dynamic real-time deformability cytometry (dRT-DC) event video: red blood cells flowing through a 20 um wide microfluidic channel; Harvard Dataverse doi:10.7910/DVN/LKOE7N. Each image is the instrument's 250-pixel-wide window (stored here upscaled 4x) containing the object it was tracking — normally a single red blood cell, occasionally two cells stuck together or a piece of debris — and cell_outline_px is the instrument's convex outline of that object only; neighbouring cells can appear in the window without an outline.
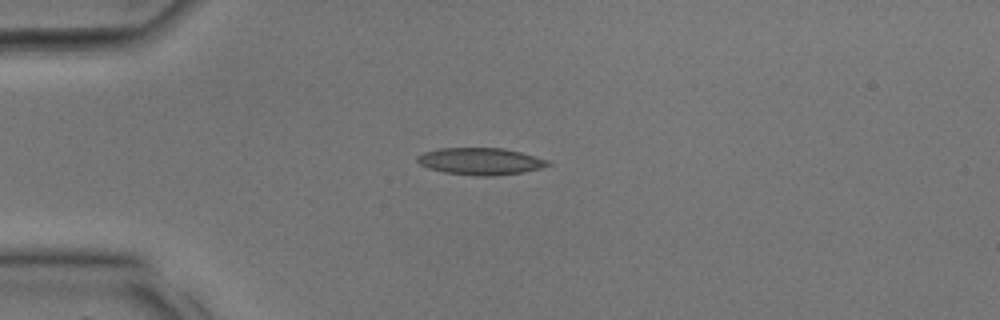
{"species": "common noctule bat (a hibernating species)", "species_latin": "Nyctalus noctula", "temperature_condition": "room temperature", "stored_images_in_passage": 24, "camera_frame_rate_fps": 3000, "um_per_image_px": 0.085, "animal": {"sex": "male", "body_mass_g": 17.9, "forearm_length_mm": 54.2}, "frame": {"image": 1, "passage_image": 1, "time_ms": 0.0, "image_size_px": [1000, 320], "cell_outline_px": [[552, 164], [540, 168], [524, 172], [492, 176], [476, 176], [444, 172], [428, 168], [420, 164], [416, 160], [416, 156], [424, 152], [440, 148], [504, 148], [520, 152], [548, 160]], "centroid_in_image_um": [40.82, 13.71], "position_along_channel_um": 44.2, "area_um2": 20.52}}
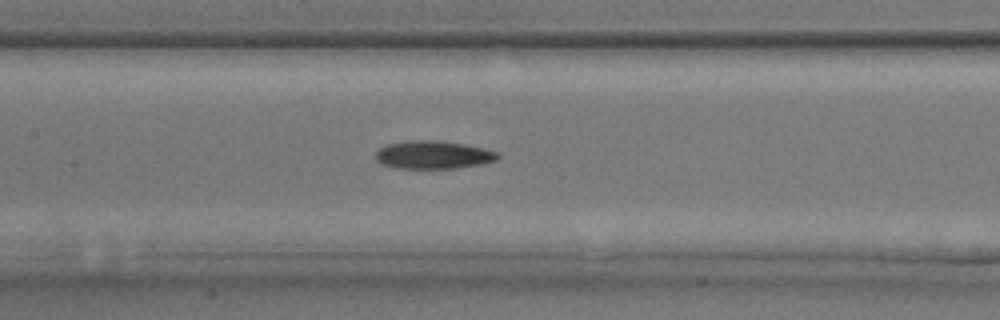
{"frame": {"image": 2, "passage_image": 8, "time_ms": 2.333, "image_size_px": [1000, 320], "cell_outline_px": [[500, 156], [496, 160], [480, 164], [456, 168], [396, 168], [380, 164], [376, 160], [376, 152], [384, 144], [408, 140], [436, 140], [464, 144], [484, 148], [500, 152]], "centroid_in_image_um": [36.8, 13.15], "position_along_channel_um": 170.6, "area_um2": 20.11}}
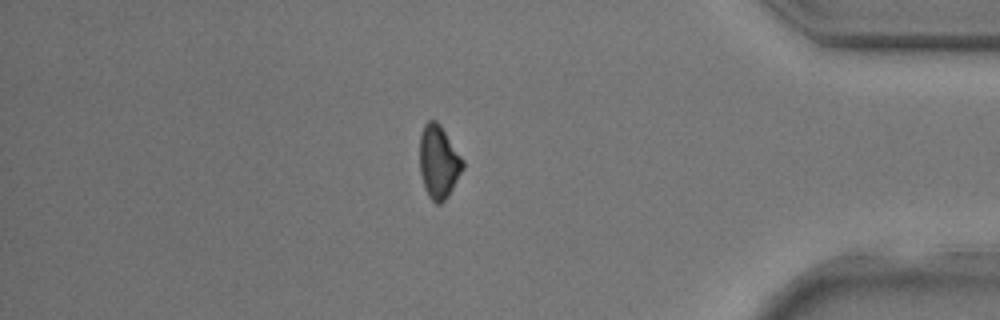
{"frame": {"image": 3, "passage_image": 20, "time_ms": 6.333, "image_size_px": [1000, 320], "cell_outline_px": [[464, 168], [448, 196], [440, 204], [436, 204], [428, 196], [424, 188], [420, 172], [420, 132], [424, 124], [428, 120], [436, 120], [440, 124], [464, 160]], "centroid_in_image_um": [37.28, 13.75], "position_along_channel_um": 397.9, "area_um2": 18.5}}